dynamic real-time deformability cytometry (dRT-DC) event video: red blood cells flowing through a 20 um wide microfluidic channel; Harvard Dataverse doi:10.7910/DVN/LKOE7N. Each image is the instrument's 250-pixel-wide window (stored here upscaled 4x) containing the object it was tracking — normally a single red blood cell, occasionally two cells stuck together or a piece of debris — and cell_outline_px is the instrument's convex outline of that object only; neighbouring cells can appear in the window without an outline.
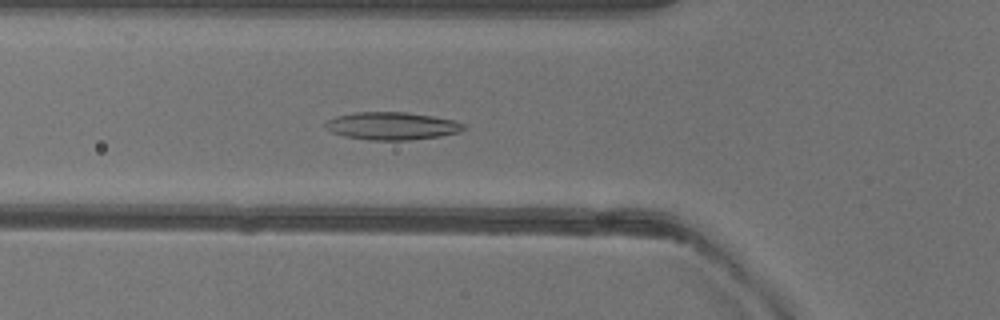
{"species": "common noctule bat (a hibernating species)", "species_latin": "Nyctalus noctula", "temperature_condition": "warm", "stored_images_in_passage": 51, "camera_frame_rate_fps": 3000, "um_per_image_px": 0.085, "animal": {"sex": "female"}, "frame": {"image": 1, "passage_image": 18, "time_ms": 5.667, "image_size_px": [1000, 320], "cell_outline_px": [[468, 128], [460, 132], [440, 136], [408, 140], [368, 140], [344, 136], [332, 132], [324, 128], [324, 124], [328, 120], [336, 116], [356, 112], [408, 112], [456, 120], [468, 124]], "centroid_in_image_um": [33.37, 10.7], "position_along_channel_um": 92.4, "area_um2": 22.6}}
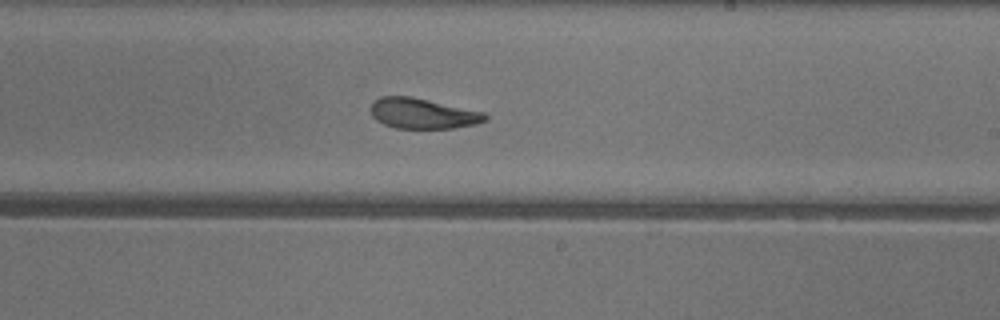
{"frame": {"image": 2, "passage_image": 30, "time_ms": 9.667, "image_size_px": [1000, 320], "cell_outline_px": [[488, 120], [476, 124], [452, 128], [396, 128], [384, 124], [376, 120], [372, 116], [372, 104], [380, 96], [412, 96], [484, 112], [488, 116]], "centroid_in_image_um": [35.96, 9.64], "position_along_channel_um": 253.0, "area_um2": 20.23}}
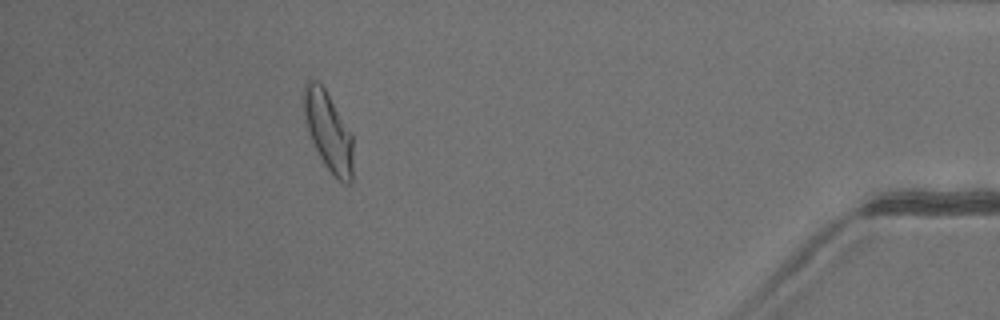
{"frame": {"image": 3, "passage_image": 46, "time_ms": 15.0, "image_size_px": [1000, 320], "cell_outline_px": [[352, 180], [348, 184], [344, 184], [324, 164], [308, 132], [304, 116], [304, 84], [308, 80], [316, 80], [324, 88], [352, 132]], "centroid_in_image_um": [27.92, 11.14], "position_along_channel_um": 407.3, "area_um2": 22.31}, "authors_computed_cell_mechanics": {"area_um2": 22.253, "velocity_mm_per_s": 4.0062, "shape_relaxation_time_tau1_ms": null, "shape_relaxation_time_tau2_ms": 2.3221, "deformation_change_tau1": null, "deformation_change_tau2": 0.0924}}